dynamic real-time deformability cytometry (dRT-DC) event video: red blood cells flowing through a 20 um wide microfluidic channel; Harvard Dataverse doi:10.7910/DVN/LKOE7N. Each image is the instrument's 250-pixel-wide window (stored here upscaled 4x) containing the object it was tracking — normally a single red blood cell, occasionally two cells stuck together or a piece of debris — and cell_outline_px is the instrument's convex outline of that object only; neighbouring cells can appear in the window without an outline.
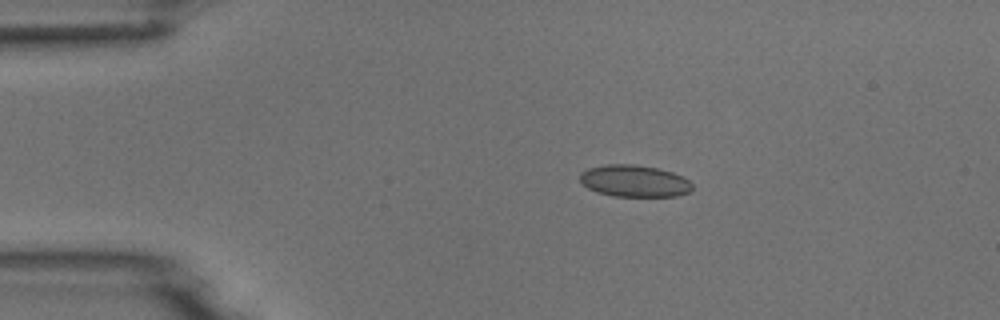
{"species": "common noctule bat (a hibernating species)", "species_latin": "Nyctalus noctula", "temperature_condition": "room temperature", "stored_images_in_passage": 5, "camera_frame_rate_fps": 3000, "um_per_image_px": 0.085, "animal": {"sex": "male", "body_mass_g": 18.8}, "frame": {"image": 1, "passage_image": 3, "time_ms": 3.0, "image_size_px": [1000, 320], "cell_outline_px": [[692, 188], [688, 192], [676, 196], [612, 196], [596, 192], [588, 188], [580, 180], [580, 172], [588, 168], [604, 164], [636, 164], [656, 168], [672, 172], [684, 176], [692, 184]], "centroid_in_image_um": [53.9, 15.37], "position_along_channel_um": 31.1, "area_um2": 20.92}}
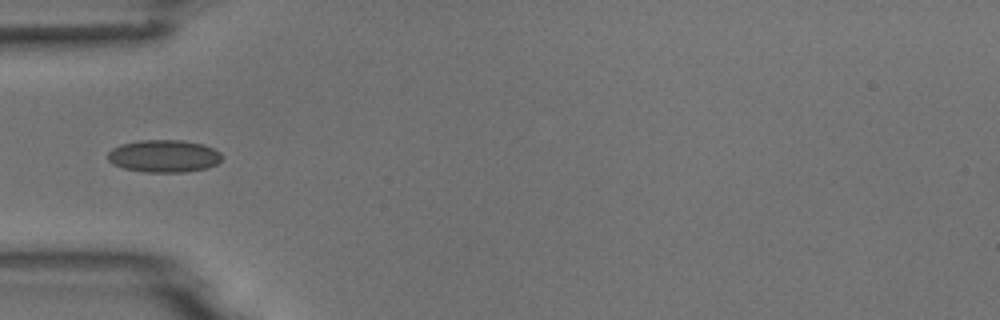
{"frame": {"image": 2, "passage_image": 5, "time_ms": 5.333, "image_size_px": [1000, 320], "cell_outline_px": [[220, 160], [216, 164], [208, 168], [184, 172], [144, 172], [124, 168], [112, 164], [108, 160], [108, 152], [112, 148], [120, 144], [140, 140], [184, 140], [204, 144], [220, 152]], "centroid_in_image_um": [13.91, 13.26], "position_along_channel_um": 71.1, "area_um2": 21.68}}